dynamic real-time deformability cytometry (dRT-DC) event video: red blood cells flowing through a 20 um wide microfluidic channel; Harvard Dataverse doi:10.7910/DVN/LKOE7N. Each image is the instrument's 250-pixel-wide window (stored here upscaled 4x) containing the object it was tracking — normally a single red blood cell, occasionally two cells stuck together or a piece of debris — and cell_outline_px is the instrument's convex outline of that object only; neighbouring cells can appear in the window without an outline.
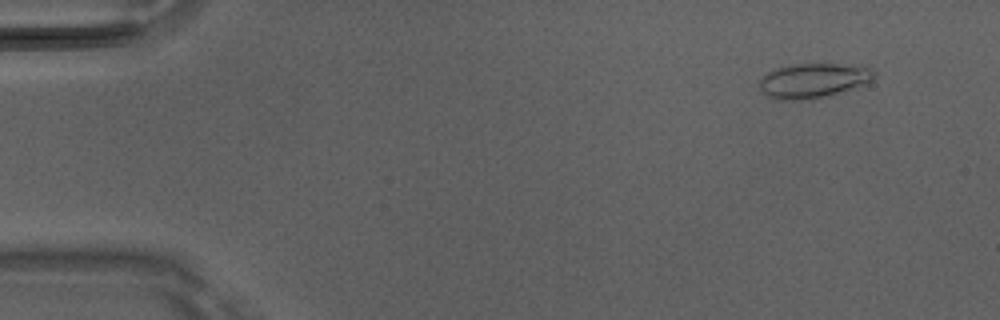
{"species": "Egyptian fruit bat (a non-hibernating species)", "species_latin": "Rousettus aegyptiacus", "temperature_condition": "room temperature", "stored_images_in_passage": 6, "camera_frame_rate_fps": 3000, "um_per_image_px": 0.085, "animal": {"sex": "male"}, "frame": {"image": 1, "passage_image": 2, "time_ms": 0.333, "image_size_px": [1000, 320], "cell_outline_px": [[876, 76], [868, 84], [808, 100], [772, 100], [760, 88], [760, 80], [768, 72], [776, 68], [792, 64], [840, 64], [872, 68], [876, 72]], "centroid_in_image_um": [69.14, 6.85], "position_along_channel_um": 15.9, "area_um2": 23.12}}